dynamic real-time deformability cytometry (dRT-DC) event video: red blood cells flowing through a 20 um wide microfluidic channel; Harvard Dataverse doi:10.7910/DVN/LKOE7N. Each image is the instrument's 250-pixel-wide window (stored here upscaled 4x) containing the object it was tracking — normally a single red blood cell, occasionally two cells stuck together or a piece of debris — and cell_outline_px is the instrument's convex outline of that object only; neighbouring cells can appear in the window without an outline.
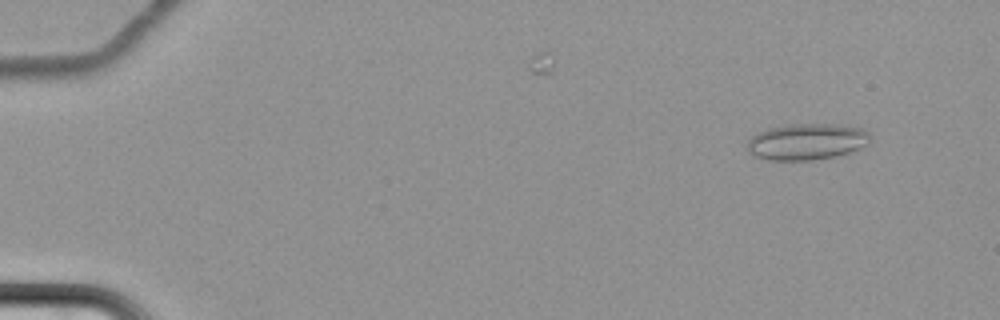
{"species": "common noctule bat (a hibernating species)", "species_latin": "Nyctalus noctula", "temperature_condition": "cold", "stored_images_in_passage": 15, "camera_frame_rate_fps": 3000, "um_per_image_px": 0.085, "animal": {"sex": "female", "body_mass_g": 22.7, "forearm_length_mm": 54.2}, "frame": {"image": 1, "passage_image": 7, "time_ms": 2.0, "image_size_px": [1000, 320], "cell_outline_px": [[872, 140], [868, 144], [860, 148], [836, 156], [812, 160], [768, 160], [752, 156], [748, 152], [748, 140], [756, 132], [768, 128], [788, 124], [836, 124], [864, 128], [868, 132]], "centroid_in_image_um": [68.57, 12.04], "position_along_channel_um": 16.4, "area_um2": 26.36}}